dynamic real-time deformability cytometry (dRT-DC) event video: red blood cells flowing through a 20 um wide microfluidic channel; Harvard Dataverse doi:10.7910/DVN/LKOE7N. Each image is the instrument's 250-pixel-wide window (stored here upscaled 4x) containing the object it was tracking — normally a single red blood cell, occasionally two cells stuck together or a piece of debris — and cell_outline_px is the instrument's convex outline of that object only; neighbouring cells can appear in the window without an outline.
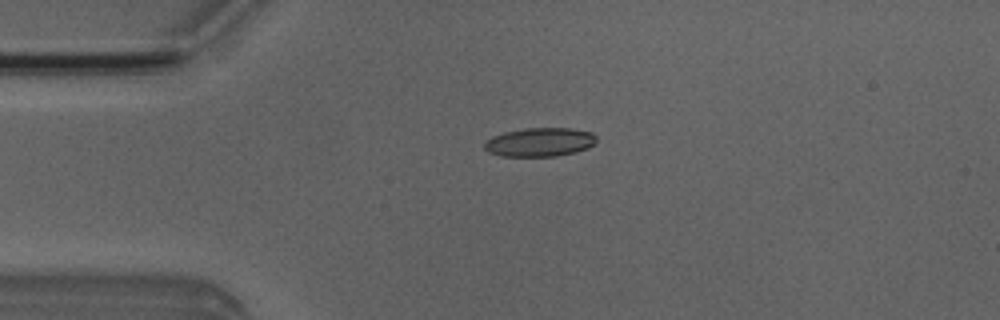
{"species": "Egyptian fruit bat (a non-hibernating species)", "species_latin": "Rousettus aegyptiacus", "temperature_condition": "room temperature", "stored_images_in_passage": 5, "camera_frame_rate_fps": 3000, "um_per_image_px": 0.085, "animal": {"sex": "male"}, "frame": {"image": 1, "passage_image": 4, "time_ms": 3.333, "image_size_px": [1000, 320], "cell_outline_px": [[596, 140], [588, 148], [576, 152], [556, 156], [500, 156], [488, 152], [484, 148], [484, 144], [492, 136], [504, 132], [524, 128], [572, 128], [592, 132], [596, 136]], "centroid_in_image_um": [45.88, 12.08], "position_along_channel_um": 39.1, "area_um2": 18.84}}